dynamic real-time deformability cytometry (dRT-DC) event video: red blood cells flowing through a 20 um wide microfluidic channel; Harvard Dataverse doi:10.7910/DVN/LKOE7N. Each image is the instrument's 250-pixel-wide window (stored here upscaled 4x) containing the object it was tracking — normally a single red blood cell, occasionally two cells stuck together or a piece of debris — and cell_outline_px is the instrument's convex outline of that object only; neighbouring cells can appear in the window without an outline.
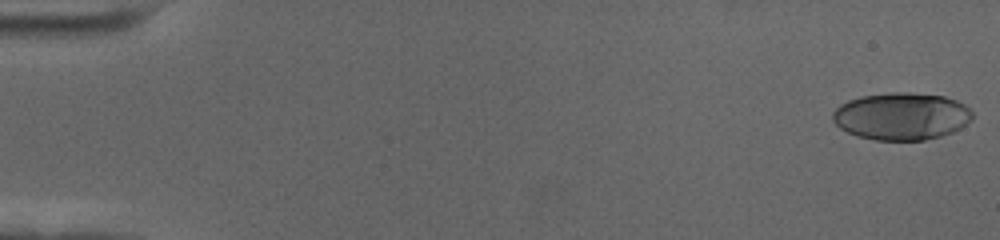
{"species": "human", "species_latin": "Homo sapiens", "temperature_condition": "cold", "stored_images_in_passage": 13, "camera_frame_rate_fps": 3000, "um_per_image_px": 0.085, "donor": {"sex": "female"}, "frame": {"image": 1, "passage_image": 1, "time_ms": 0.0, "image_size_px": [1000, 240], "cell_outline_px": [[972, 120], [960, 128], [952, 132], [940, 136], [924, 140], [876, 140], [856, 136], [840, 128], [832, 120], [832, 112], [840, 104], [848, 100], [860, 96], [892, 92], [908, 92], [944, 96], [956, 100], [964, 104], [972, 112]], "centroid_in_image_um": [76.61, 9.87], "position_along_channel_um": 8.4, "area_um2": 38.67}}